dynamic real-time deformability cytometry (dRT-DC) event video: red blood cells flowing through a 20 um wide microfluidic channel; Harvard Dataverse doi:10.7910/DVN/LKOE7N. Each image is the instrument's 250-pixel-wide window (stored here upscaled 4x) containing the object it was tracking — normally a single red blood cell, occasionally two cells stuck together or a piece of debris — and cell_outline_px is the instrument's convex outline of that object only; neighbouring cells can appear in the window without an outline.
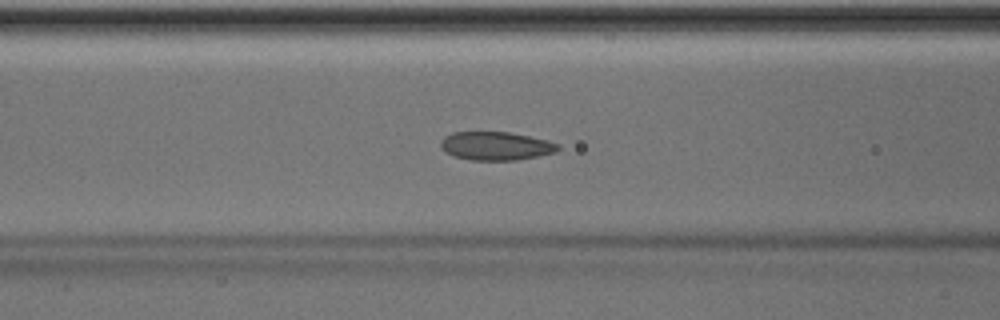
{"species": "Egyptian fruit bat (a non-hibernating species)", "species_latin": "Rousettus aegyptiacus", "temperature_condition": "room temperature", "stored_images_in_passage": 52, "camera_frame_rate_fps": 3000, "um_per_image_px": 0.085, "animal": {"sex": "male"}, "frame": {"image": 1, "passage_image": 21, "time_ms": 6.667, "image_size_px": [1000, 320], "cell_outline_px": [[560, 148], [556, 152], [516, 160], [472, 160], [452, 156], [444, 152], [440, 148], [440, 140], [444, 136], [452, 132], [508, 132], [548, 140], [560, 144]], "centroid_in_image_um": [42.11, 12.4], "position_along_channel_um": 124.5, "area_um2": 19.59}}
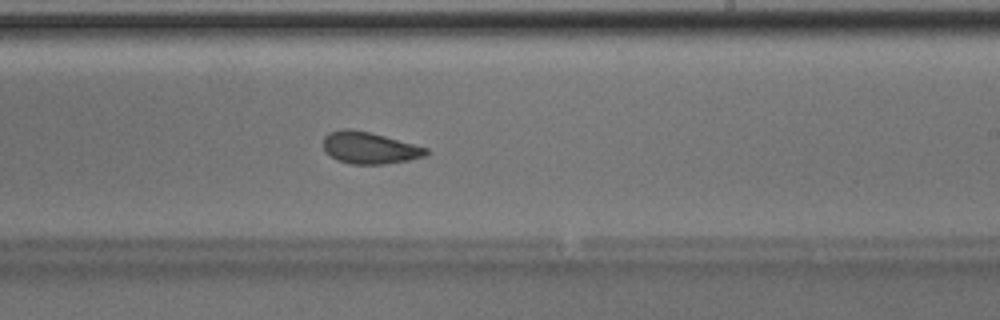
{"frame": {"image": 2, "passage_image": 31, "time_ms": 10.0, "image_size_px": [1000, 320], "cell_outline_px": [[428, 152], [424, 156], [408, 160], [384, 164], [352, 164], [336, 160], [324, 152], [324, 136], [328, 132], [340, 128], [352, 128], [384, 136], [428, 148]], "centroid_in_image_um": [31.34, 12.56], "position_along_channel_um": 257.7, "area_um2": 19.07}}
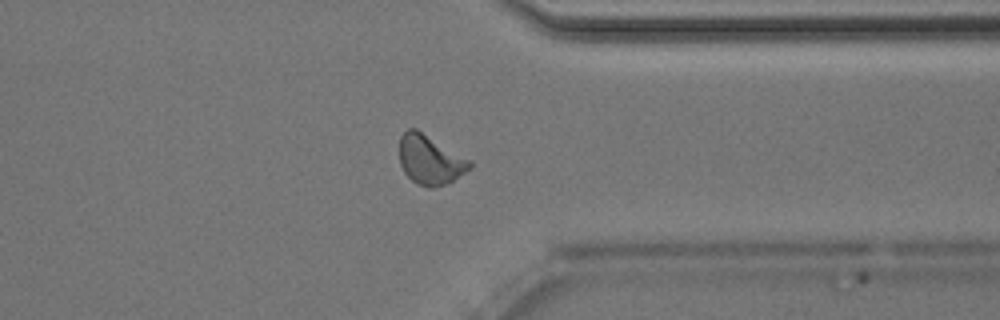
{"frame": {"image": 3, "passage_image": 40, "time_ms": 13.0, "image_size_px": [1000, 320], "cell_outline_px": [[472, 168], [452, 180], [444, 184], [432, 188], [428, 188], [416, 184], [404, 172], [400, 164], [400, 136], [408, 128], [416, 128], [472, 160]], "centroid_in_image_um": [36.56, 13.57], "position_along_channel_um": 374.8, "area_um2": 20.35}, "authors_computed_cell_mechanics": {"area_um2": 19.9121, "velocity_mm_per_s": 4.0115, "shape_relaxation_time_tau1_ms": 3.0688, "shape_relaxation_time_tau2_ms": 1.5706, "deformation_change_tau1": 0.0878, "deformation_change_tau2": 0.0493}}